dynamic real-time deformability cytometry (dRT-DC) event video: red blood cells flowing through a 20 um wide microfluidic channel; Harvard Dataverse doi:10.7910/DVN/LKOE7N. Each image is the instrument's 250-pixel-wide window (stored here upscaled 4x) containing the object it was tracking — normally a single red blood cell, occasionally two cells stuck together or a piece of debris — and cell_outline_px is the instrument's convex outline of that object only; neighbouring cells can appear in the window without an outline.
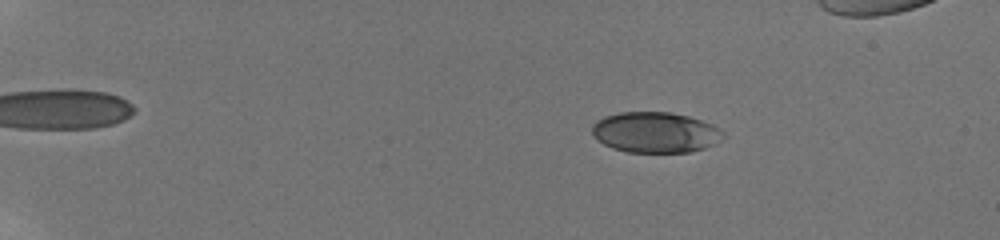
{"species": "human", "species_latin": "Homo sapiens", "temperature_condition": "room temperature", "stored_images_in_passage": 59, "camera_frame_rate_fps": 3000, "um_per_image_px": 0.085, "donor": {"sex": "male"}, "frame": {"image": 1, "passage_image": 12, "time_ms": 3.667, "image_size_px": [1000, 240], "cell_outline_px": [[724, 136], [716, 144], [692, 152], [628, 152], [612, 148], [596, 140], [592, 132], [592, 124], [596, 120], [604, 116], [620, 112], [672, 112], [688, 116], [712, 124], [720, 128], [724, 132]], "centroid_in_image_um": [55.7, 11.25], "position_along_channel_um": 29.3, "area_um2": 31.33}}
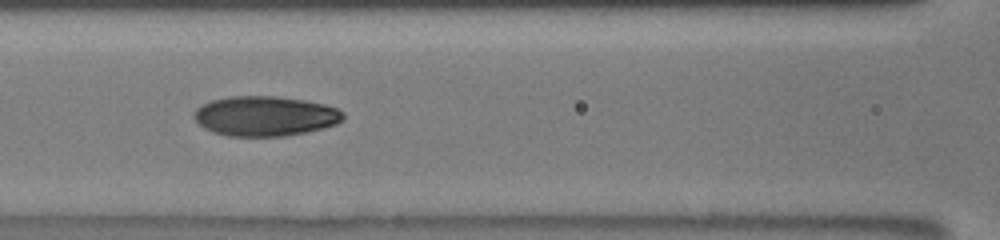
{"frame": {"image": 2, "passage_image": 31, "time_ms": 10.0, "image_size_px": [1000, 240], "cell_outline_px": [[344, 120], [336, 124], [324, 128], [284, 136], [228, 136], [212, 132], [204, 128], [192, 116], [192, 112], [196, 108], [212, 100], [228, 96], [276, 96], [304, 100], [324, 104], [336, 108], [344, 112]], "centroid_in_image_um": [22.52, 9.86], "position_along_channel_um": 144.1, "area_um2": 34.8}}
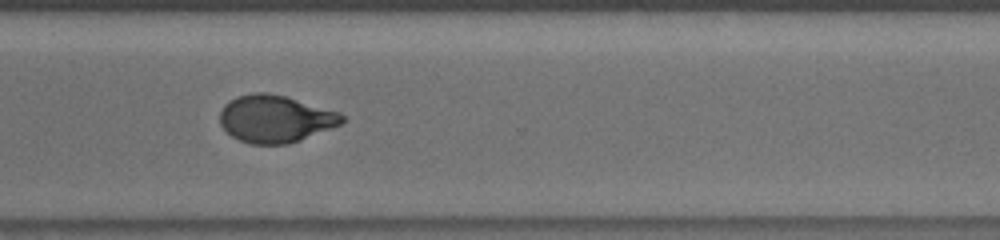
{"frame": {"image": 3, "passage_image": 47, "time_ms": 15.333, "image_size_px": [1000, 240], "cell_outline_px": [[344, 120], [340, 124], [300, 140], [288, 144], [248, 144], [232, 136], [220, 124], [220, 112], [224, 104], [228, 100], [236, 96], [252, 92], [268, 92], [284, 96], [340, 112], [344, 116]], "centroid_in_image_um": [23.36, 10.09], "position_along_channel_um": 347.2, "area_um2": 33.58}, "authors_computed_cell_mechanics": {"area_um2": 33.4662, "velocity_mm_per_s": 3.8203, "shape_relaxation_time_tau1_ms": 5.3934, "shape_relaxation_time_tau2_ms": 1.2399, "deformation_change_tau1": 0.2067, "deformation_change_tau2": 0.069}}